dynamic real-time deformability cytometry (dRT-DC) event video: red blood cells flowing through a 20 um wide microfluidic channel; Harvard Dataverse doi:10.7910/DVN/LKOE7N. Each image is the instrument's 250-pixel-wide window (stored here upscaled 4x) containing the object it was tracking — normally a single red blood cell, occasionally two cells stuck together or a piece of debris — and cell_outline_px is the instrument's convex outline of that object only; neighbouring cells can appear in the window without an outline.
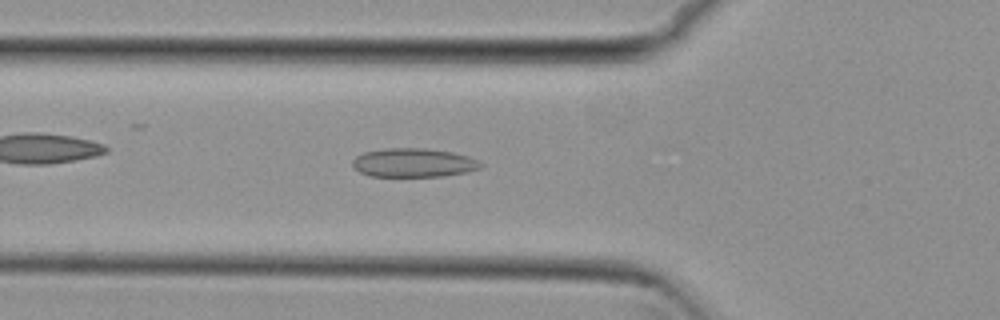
{"species": "common noctule bat (a hibernating species)", "species_latin": "Nyctalus noctula", "temperature_condition": "cold", "stored_images_in_passage": 53, "camera_frame_rate_fps": 3000, "um_per_image_px": 0.085, "animal": {"sex": "female", "body_mass_g": 29.2, "forearm_length_mm": 56.3}, "frame": {"image": 1, "passage_image": 18, "time_ms": 5.667, "image_size_px": [1000, 320], "cell_outline_px": [[484, 164], [480, 168], [468, 172], [444, 176], [368, 176], [352, 168], [352, 160], [356, 156], [364, 152], [384, 148], [428, 148], [452, 152], [468, 156]], "centroid_in_image_um": [35.13, 13.83], "position_along_channel_um": 90.7, "area_um2": 21.73}}
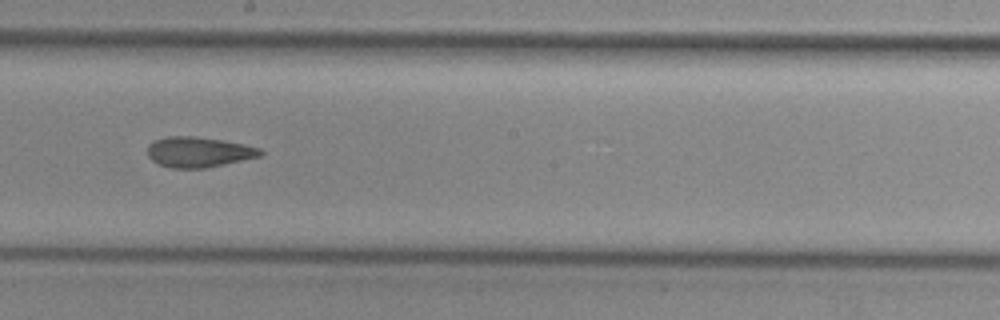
{"frame": {"image": 2, "passage_image": 29, "time_ms": 9.333, "image_size_px": [1000, 320], "cell_outline_px": [[264, 152], [260, 156], [224, 164], [204, 168], [172, 168], [160, 164], [152, 160], [148, 156], [148, 144], [152, 140], [168, 136], [192, 136], [220, 140], [260, 148]], "centroid_in_image_um": [16.84, 12.92], "position_along_channel_um": 231.4, "area_um2": 19.71}}
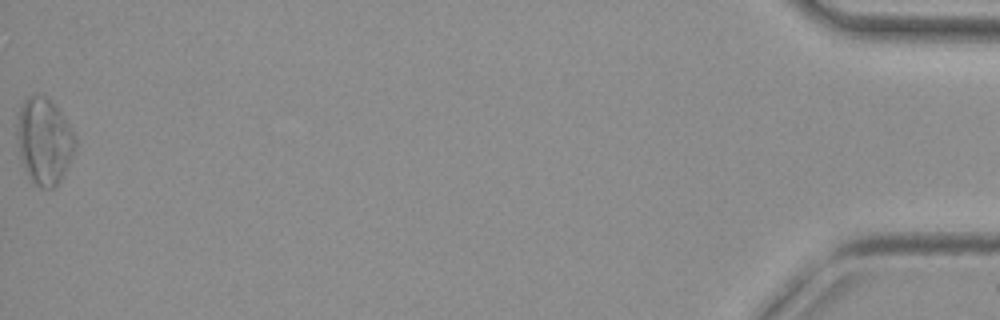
{"frame": {"image": 3, "passage_image": 53, "time_ms": 17.333, "image_size_px": [1000, 320], "cell_outline_px": [[76, 140], [72, 152], [64, 172], [56, 188], [40, 188], [28, 176], [20, 160], [16, 136], [16, 124], [20, 108], [24, 100], [28, 96], [44, 96], [60, 112], [76, 136]], "centroid_in_image_um": [3.71, 12.01], "position_along_channel_um": 431.5, "area_um2": 28.84}, "authors_computed_cell_mechanics": {"area_um2": 21.3282, "velocity_mm_per_s": 3.8231, "shape_relaxation_time_tau1_ms": null, "shape_relaxation_time_tau2_ms": 4.4059, "deformation_change_tau1": null, "deformation_change_tau2": 0.1182}}